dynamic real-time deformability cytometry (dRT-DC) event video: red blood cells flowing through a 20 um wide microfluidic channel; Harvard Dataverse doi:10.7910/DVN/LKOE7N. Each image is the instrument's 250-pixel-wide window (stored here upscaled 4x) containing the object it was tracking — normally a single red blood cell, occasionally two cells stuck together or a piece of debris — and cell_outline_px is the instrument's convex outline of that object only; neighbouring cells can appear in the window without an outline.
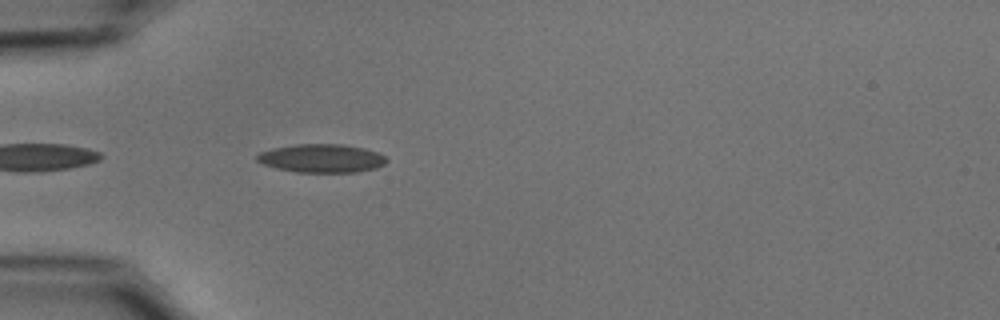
{"species": "common noctule bat (a hibernating species)", "species_latin": "Nyctalus noctula", "temperature_condition": "cold", "stored_images_in_passage": 7, "camera_frame_rate_fps": 3000, "um_per_image_px": 0.085, "animal": {"sex": "male", "body_mass_g": 15.6}, "frame": {"image": 1, "passage_image": 2, "time_ms": 0.333, "image_size_px": [1000, 320], "cell_outline_px": [[388, 160], [384, 164], [376, 168], [356, 172], [296, 172], [276, 168], [264, 164], [256, 160], [256, 156], [260, 152], [272, 148], [296, 144], [344, 144], [364, 148], [376, 152], [384, 156]], "centroid_in_image_um": [27.33, 13.45], "position_along_channel_um": 57.7, "area_um2": 21.44}}